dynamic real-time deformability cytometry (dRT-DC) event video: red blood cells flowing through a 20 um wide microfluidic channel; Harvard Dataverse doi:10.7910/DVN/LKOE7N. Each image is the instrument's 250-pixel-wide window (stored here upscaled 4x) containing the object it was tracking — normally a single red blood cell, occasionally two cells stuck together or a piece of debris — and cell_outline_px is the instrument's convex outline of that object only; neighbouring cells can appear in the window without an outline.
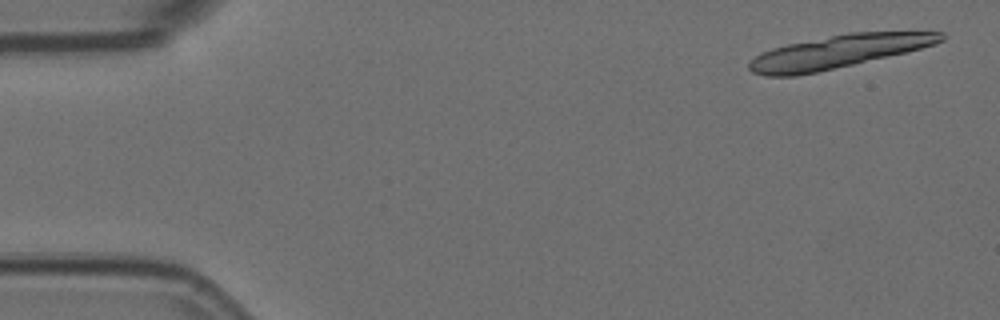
{"species": "Egyptian fruit bat (a non-hibernating species)", "species_latin": "Rousettus aegyptiacus", "temperature_condition": "room temperature", "stored_images_in_passage": 8, "camera_frame_rate_fps": 3000, "um_per_image_px": 0.085, "animal": {"sex": "female"}, "frame": {"image": 1, "passage_image": 2, "time_ms": 0.333, "image_size_px": [1000, 320], "cell_outline_px": [[944, 40], [936, 44], [904, 52], [852, 64], [816, 72], [796, 76], [764, 76], [752, 72], [748, 68], [748, 64], [756, 56], [772, 48], [788, 44], [848, 32], [944, 32]], "centroid_in_image_um": [71.22, 4.39], "position_along_channel_um": 13.8, "area_um2": 36.24}}